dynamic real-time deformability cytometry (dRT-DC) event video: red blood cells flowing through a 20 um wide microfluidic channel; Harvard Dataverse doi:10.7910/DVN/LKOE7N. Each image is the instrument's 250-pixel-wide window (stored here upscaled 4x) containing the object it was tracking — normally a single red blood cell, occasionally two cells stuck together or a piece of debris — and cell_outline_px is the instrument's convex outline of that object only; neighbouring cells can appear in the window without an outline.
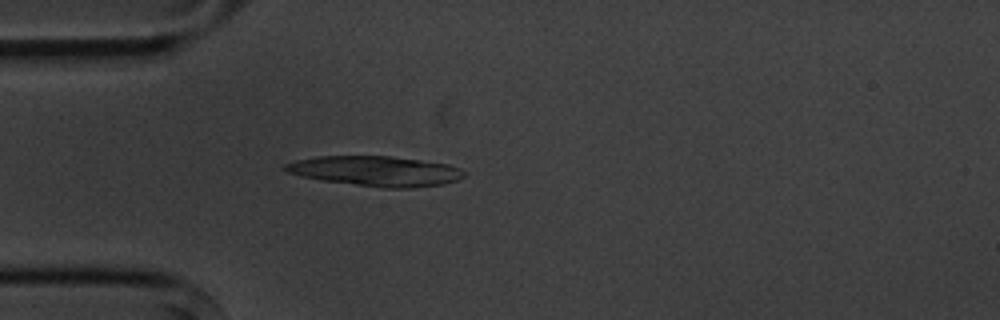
{"species": "common noctule bat (a hibernating species)", "species_latin": "Nyctalus noctula", "temperature_condition": "cold", "stored_images_in_passage": 3, "camera_frame_rate_fps": 3000, "um_per_image_px": 0.085, "animal": {"sex": "male", "body_mass_g": 20.1, "forearm_length_mm": 53.5}, "frame": {"image": 1, "passage_image": 3, "time_ms": 3.0, "image_size_px": [1000, 320], "cell_outline_px": [[468, 172], [464, 176], [456, 180], [440, 184], [408, 188], [384, 188], [324, 180], [304, 176], [288, 172], [284, 168], [284, 164], [296, 160], [316, 156], [388, 156], [420, 160], [448, 164], [460, 168]], "centroid_in_image_um": [31.97, 14.53], "position_along_channel_um": 53.0, "area_um2": 30.92}}